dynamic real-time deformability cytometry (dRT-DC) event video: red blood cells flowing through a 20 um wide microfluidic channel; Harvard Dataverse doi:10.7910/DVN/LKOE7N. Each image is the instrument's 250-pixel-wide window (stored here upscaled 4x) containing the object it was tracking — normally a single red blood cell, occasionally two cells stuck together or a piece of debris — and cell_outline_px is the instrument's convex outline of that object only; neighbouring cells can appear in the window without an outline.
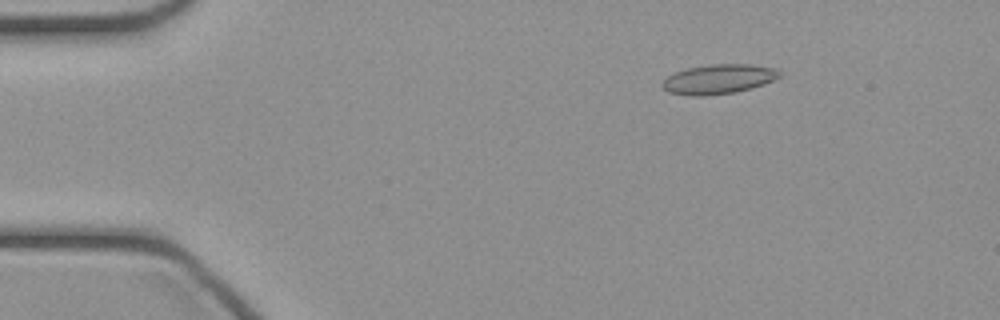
{"species": "common noctule bat (a hibernating species)", "species_latin": "Nyctalus noctula", "temperature_condition": "cold", "stored_images_in_passage": 40, "camera_frame_rate_fps": 3000, "um_per_image_px": 0.085, "animal": {"sex": "female", "body_mass_g": 21.9}, "frame": {"image": 1, "passage_image": 1, "time_ms": 0.0, "image_size_px": [1000, 320], "cell_outline_px": [[780, 76], [764, 84], [752, 88], [736, 92], [704, 96], [692, 96], [668, 92], [660, 84], [668, 76], [676, 72], [688, 68], [712, 64], [752, 64], [776, 68], [780, 72]], "centroid_in_image_um": [61.09, 6.73], "position_along_channel_um": 23.9, "area_um2": 20.17}}
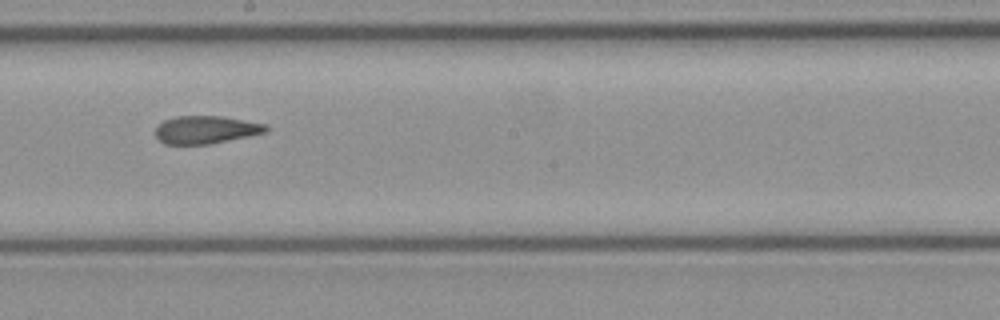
{"frame": {"image": 2, "passage_image": 20, "time_ms": 6.333, "image_size_px": [1000, 320], "cell_outline_px": [[268, 132], [208, 144], [164, 144], [156, 136], [156, 128], [164, 120], [176, 116], [220, 116], [268, 124]], "centroid_in_image_um": [17.52, 11.02], "position_along_channel_um": 230.7, "area_um2": 17.8}}
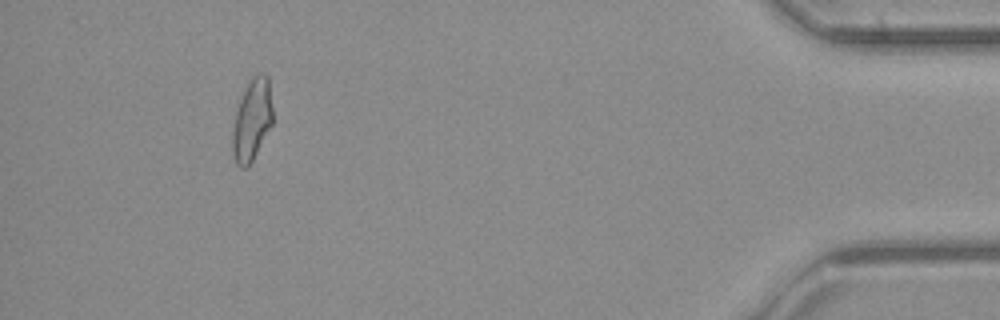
{"frame": {"image": 3, "passage_image": 37, "time_ms": 12.0, "image_size_px": [1000, 320], "cell_outline_px": [[272, 124], [248, 168], [240, 168], [236, 164], [232, 156], [232, 132], [236, 112], [240, 100], [252, 76], [260, 72], [264, 72], [268, 76], [272, 108]], "centroid_in_image_um": [21.41, 10.22], "position_along_channel_um": 413.8, "area_um2": 19.07}}